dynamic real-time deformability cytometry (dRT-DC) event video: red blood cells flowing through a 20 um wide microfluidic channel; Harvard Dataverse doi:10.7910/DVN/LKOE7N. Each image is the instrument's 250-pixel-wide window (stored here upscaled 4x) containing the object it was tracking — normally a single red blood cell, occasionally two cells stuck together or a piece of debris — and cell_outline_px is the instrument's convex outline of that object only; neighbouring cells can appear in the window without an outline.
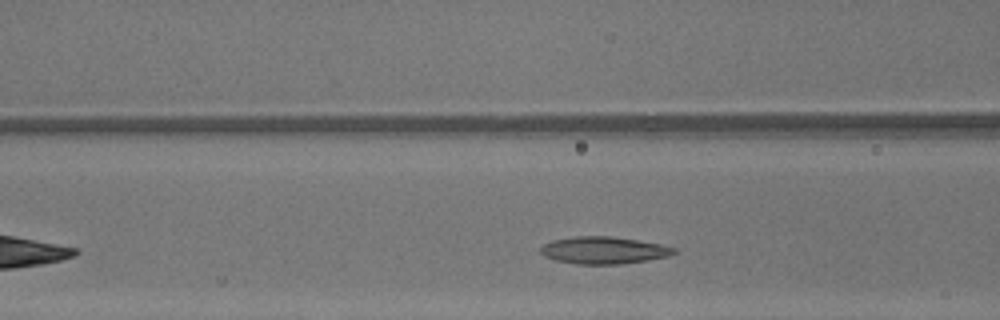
{"species": "common noctule bat (a hibernating species)", "species_latin": "Nyctalus noctula", "temperature_condition": "warm", "stored_images_in_passage": 25, "camera_frame_rate_fps": 3000, "um_per_image_px": 0.085, "animal": {"sex": "male", "body_mass_g": 13.3}, "frame": {"image": 1, "passage_image": 7, "time_ms": 2.0, "image_size_px": [1000, 320], "cell_outline_px": [[676, 252], [668, 256], [648, 260], [620, 264], [576, 264], [556, 260], [544, 256], [540, 252], [540, 248], [544, 244], [552, 240], [576, 236], [608, 236], [636, 240], [660, 244], [676, 248]], "centroid_in_image_um": [51.3, 21.27], "position_along_channel_um": 115.3, "area_um2": 20.98}}
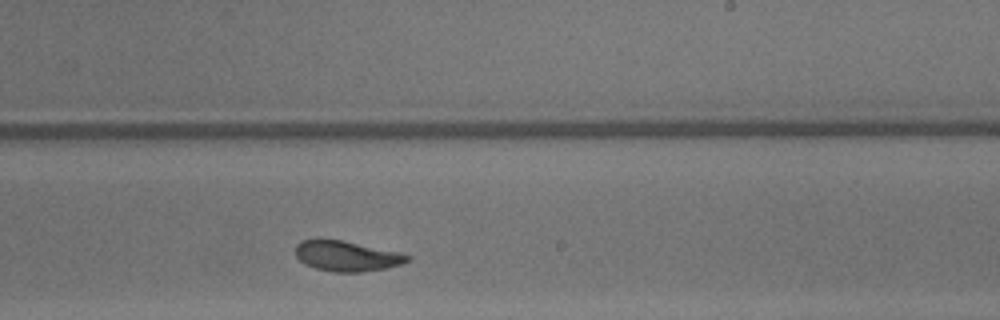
{"frame": {"image": 2, "passage_image": 17, "time_ms": 5.333, "image_size_px": [1000, 320], "cell_outline_px": [[412, 260], [388, 268], [364, 272], [332, 272], [316, 268], [304, 264], [296, 256], [296, 244], [300, 240], [316, 236], [340, 240], [396, 252], [412, 256]], "centroid_in_image_um": [29.4, 21.74], "position_along_channel_um": 259.6, "area_um2": 20.11}}
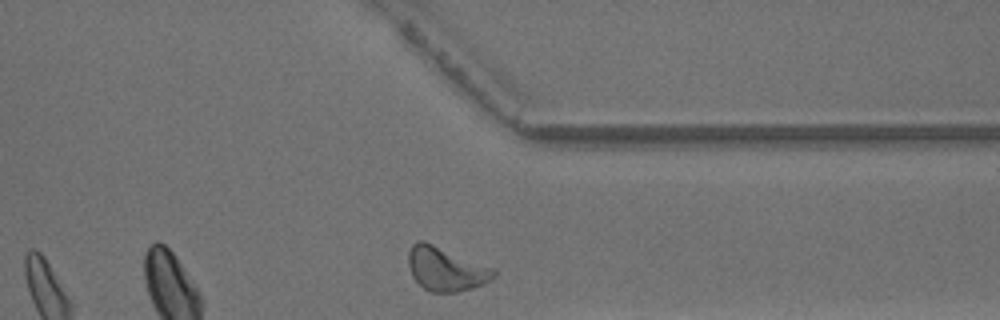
{"frame": {"image": 3, "passage_image": 25, "time_ms": 8.0, "image_size_px": [1000, 320], "cell_outline_px": [[496, 276], [492, 280], [484, 284], [472, 288], [456, 292], [432, 292], [424, 288], [412, 276], [408, 264], [408, 252], [412, 244], [416, 240], [424, 240], [496, 268]], "centroid_in_image_um": [37.93, 22.84], "position_along_channel_um": 373.5, "area_um2": 22.14}, "authors_computed_cell_mechanics": {"area_um2": 20.3456, "velocity_mm_per_s": 4.3372, "shape_relaxation_time_tau1_ms": 3.4691, "shape_relaxation_time_tau2_ms": 1.6941, "deformation_change_tau1": 0.1247, "deformation_change_tau2": 0.0762}}